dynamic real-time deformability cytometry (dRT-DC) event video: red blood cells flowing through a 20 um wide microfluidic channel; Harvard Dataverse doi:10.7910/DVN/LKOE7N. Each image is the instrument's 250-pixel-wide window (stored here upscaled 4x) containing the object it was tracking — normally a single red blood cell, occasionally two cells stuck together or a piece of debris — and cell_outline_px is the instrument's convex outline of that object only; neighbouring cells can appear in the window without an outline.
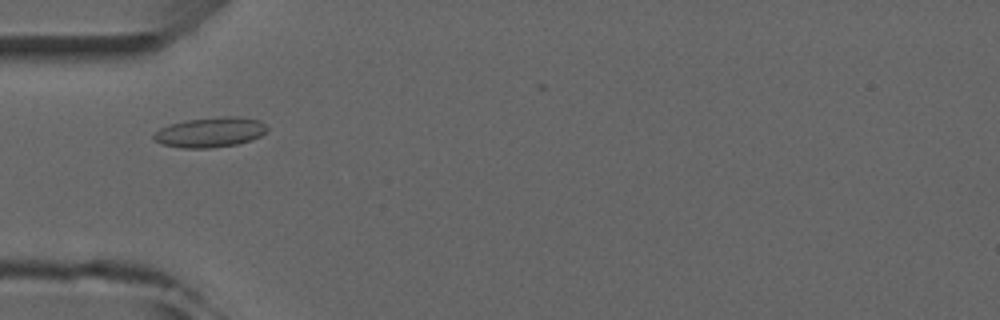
{"species": "common noctule bat (a hibernating species)", "species_latin": "Nyctalus noctula", "temperature_condition": "room temperature", "stored_images_in_passage": 5, "camera_frame_rate_fps": 3000, "um_per_image_px": 0.085, "animal": {"sex": "male", "forearm_length_mm": 52.5}, "frame": {"image": 1, "passage_image": 2, "time_ms": 1.333, "image_size_px": [1000, 320], "cell_outline_px": [[268, 128], [260, 136], [252, 140], [236, 144], [212, 148], [184, 148], [160, 144], [152, 136], [160, 128], [184, 120], [224, 116], [240, 116], [260, 120]], "centroid_in_image_um": [17.88, 11.23], "position_along_channel_um": 67.1, "area_um2": 19.83}}
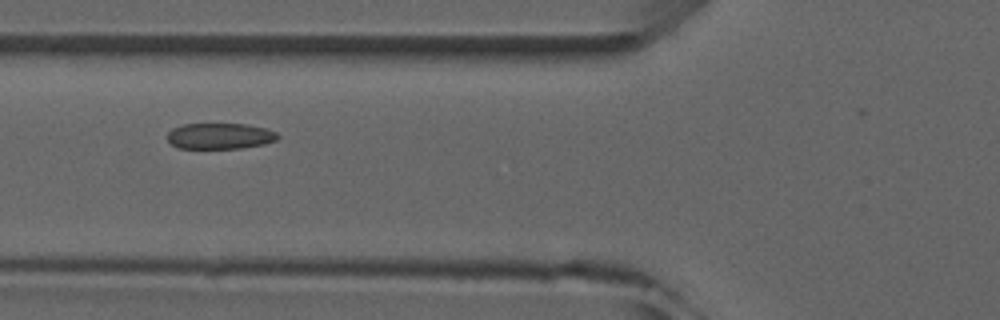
{"frame": {"image": 2, "passage_image": 3, "time_ms": 2.333, "image_size_px": [1000, 320], "cell_outline_px": [[280, 136], [276, 140], [264, 144], [240, 148], [176, 148], [168, 140], [168, 132], [172, 128], [180, 124], [244, 124], [264, 128], [276, 132]], "centroid_in_image_um": [18.67, 11.56], "position_along_channel_um": 107.1, "area_um2": 16.65}}
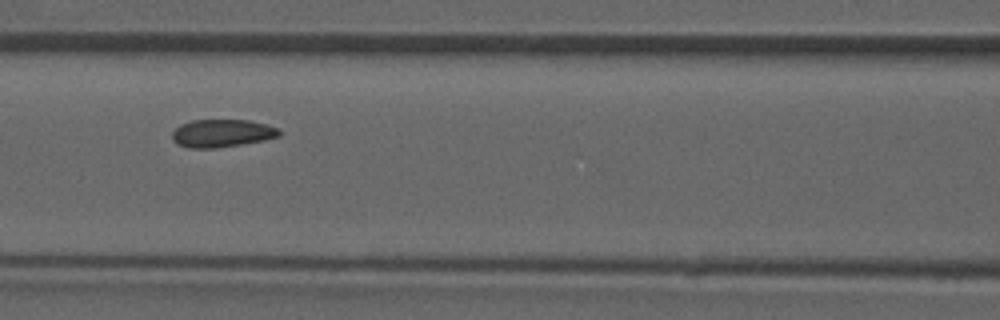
{"frame": {"image": 3, "passage_image": 4, "time_ms": 3.333, "image_size_px": [1000, 320], "cell_outline_px": [[280, 136], [264, 140], [216, 148], [188, 148], [176, 144], [172, 140], [172, 132], [180, 124], [192, 120], [248, 120], [280, 128]], "centroid_in_image_um": [18.84, 11.33], "position_along_channel_um": 147.8, "area_um2": 17.4}}